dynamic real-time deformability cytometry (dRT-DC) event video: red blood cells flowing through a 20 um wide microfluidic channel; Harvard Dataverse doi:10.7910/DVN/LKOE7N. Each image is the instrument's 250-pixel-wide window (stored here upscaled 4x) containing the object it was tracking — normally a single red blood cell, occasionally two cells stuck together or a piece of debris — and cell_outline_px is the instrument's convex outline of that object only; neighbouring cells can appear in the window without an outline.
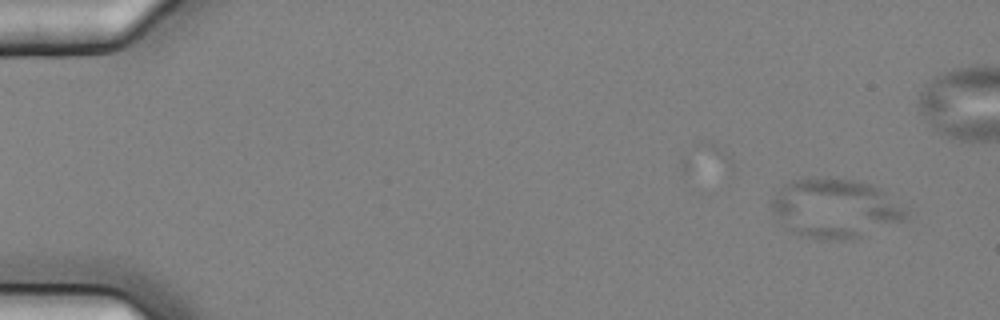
{"species": "common noctule bat (a hibernating species)", "species_latin": "Nyctalus noctula", "temperature_condition": "cold", "stored_images_in_passage": 5, "camera_frame_rate_fps": 3000, "um_per_image_px": 0.085, "animal": {"sex": "female", "body_mass_g": 25.1}, "frame": {"image": 1, "passage_image": 1, "time_ms": 0.0, "image_size_px": [1000, 320], "cell_outline_px": [[908, 220], [852, 240], [820, 240], [800, 236], [784, 228], [772, 208], [772, 200], [784, 184], [792, 180], [812, 176], [828, 176], [852, 180], [868, 184], [880, 188], [908, 212]], "centroid_in_image_um": [70.99, 17.72], "position_along_channel_um": 14.0, "area_um2": 46.93}}